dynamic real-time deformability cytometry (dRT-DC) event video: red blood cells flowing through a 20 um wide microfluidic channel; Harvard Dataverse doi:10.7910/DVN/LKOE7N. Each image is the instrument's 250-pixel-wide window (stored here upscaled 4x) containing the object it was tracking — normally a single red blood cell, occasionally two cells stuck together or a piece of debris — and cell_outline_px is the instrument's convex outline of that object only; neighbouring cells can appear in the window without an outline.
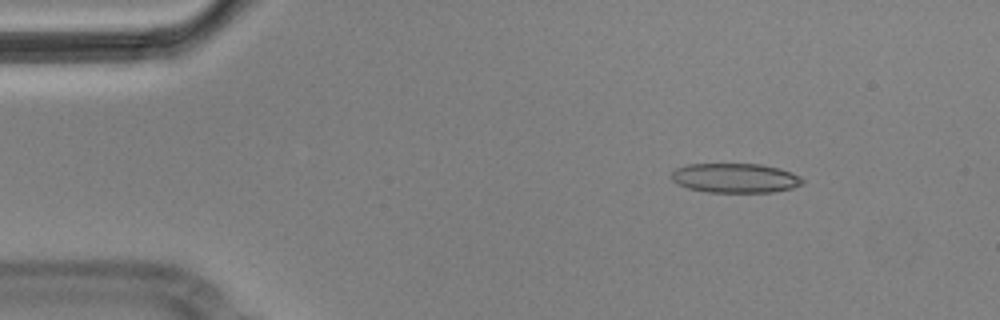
{"species": "Egyptian fruit bat (a non-hibernating species)", "species_latin": "Rousettus aegyptiacus", "temperature_condition": "cold", "stored_images_in_passage": 3, "camera_frame_rate_fps": 3000, "um_per_image_px": 0.085, "animal": {"sex": "male"}, "frame": {"image": 1, "passage_image": 1, "time_ms": 0.0, "image_size_px": [1000, 320], "cell_outline_px": [[804, 184], [792, 188], [772, 192], [708, 192], [688, 188], [672, 180], [672, 172], [676, 168], [688, 164], [760, 164], [780, 168], [800, 176], [804, 180]], "centroid_in_image_um": [62.52, 15.13], "position_along_channel_um": 22.5, "area_um2": 22.48}}